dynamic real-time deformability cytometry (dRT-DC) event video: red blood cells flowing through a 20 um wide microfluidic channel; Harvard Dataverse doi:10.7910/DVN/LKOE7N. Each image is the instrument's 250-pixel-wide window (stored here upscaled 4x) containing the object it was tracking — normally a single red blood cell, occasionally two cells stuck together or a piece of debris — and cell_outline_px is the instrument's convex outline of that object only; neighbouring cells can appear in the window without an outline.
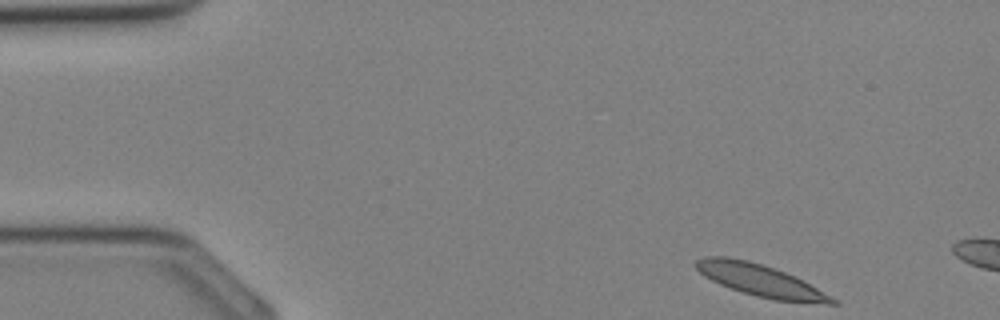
{"species": "Egyptian fruit bat (a non-hibernating species)", "species_latin": "Rousettus aegyptiacus", "temperature_condition": "cold", "stored_images_in_passage": 4, "camera_frame_rate_fps": 3000, "um_per_image_px": 0.085, "animal": {"sex": "female"}, "frame": {"image": 1, "passage_image": 1, "time_ms": 0.0, "image_size_px": [1000, 320], "cell_outline_px": [[840, 304], [828, 304], [776, 300], [756, 296], [720, 284], [704, 276], [692, 264], [696, 260], [704, 256], [728, 256], [748, 260], [764, 264], [784, 272], [840, 300]], "centroid_in_image_um": [64.61, 23.82], "position_along_channel_um": 20.4, "area_um2": 25.2}}